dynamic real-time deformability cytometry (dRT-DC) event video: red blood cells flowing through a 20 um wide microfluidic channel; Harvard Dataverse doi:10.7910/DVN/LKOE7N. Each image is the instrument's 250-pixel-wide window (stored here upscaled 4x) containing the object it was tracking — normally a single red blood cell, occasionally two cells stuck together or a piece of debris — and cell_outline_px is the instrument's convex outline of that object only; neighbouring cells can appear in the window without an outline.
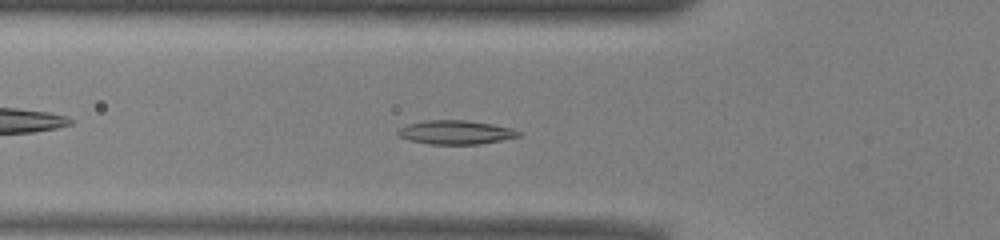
{"species": "common noctule bat (a hibernating species)", "species_latin": "Nyctalus noctula", "temperature_condition": "warm", "stored_images_in_passage": 47, "camera_frame_rate_fps": 3000, "um_per_image_px": 0.085, "animal": {"sex": "male", "body_mass_g": 13.0, "forearm_length_mm": 53.1}, "frame": {"image": 1, "passage_image": 13, "time_ms": 4.0, "image_size_px": [1000, 240], "cell_outline_px": [[520, 136], [480, 144], [432, 144], [408, 140], [400, 136], [396, 132], [400, 128], [408, 124], [424, 120], [468, 120], [492, 124], [512, 128], [520, 132]], "centroid_in_image_um": [38.72, 11.24], "position_along_channel_um": 87.1, "area_um2": 16.7}}
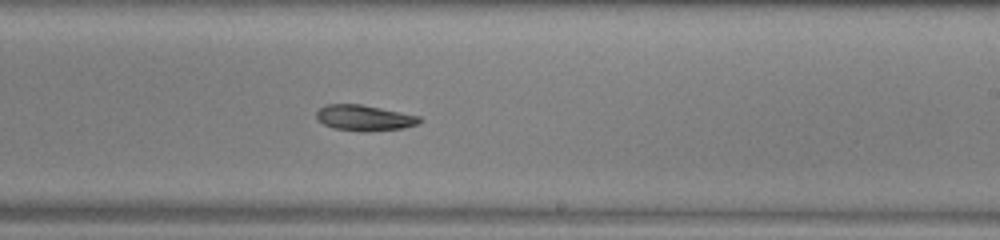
{"frame": {"image": 2, "passage_image": 26, "time_ms": 8.333, "image_size_px": [1000, 240], "cell_outline_px": [[424, 120], [420, 124], [404, 128], [368, 132], [364, 132], [332, 128], [324, 124], [316, 116], [316, 112], [324, 104], [360, 104], [420, 116]], "centroid_in_image_um": [31.01, 10.03], "position_along_channel_um": 258.0, "area_um2": 15.61}}
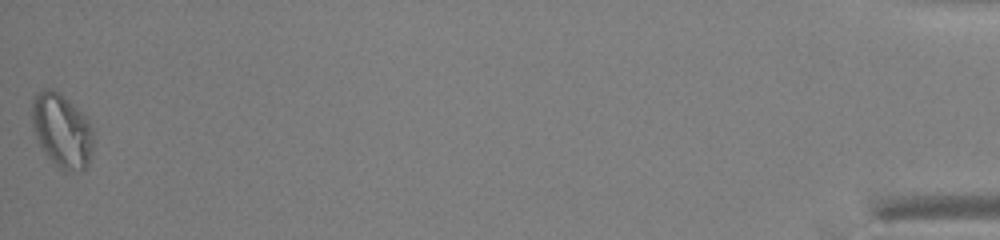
{"frame": {"image": 3, "passage_image": 47, "time_ms": 15.333, "image_size_px": [1000, 240], "cell_outline_px": [[92, 148], [88, 164], [80, 172], [60, 172], [44, 152], [32, 128], [32, 96], [44, 88], [52, 88], [60, 92], [88, 120], [92, 128]], "centroid_in_image_um": [5.23, 11.12], "position_along_channel_um": 430.0, "area_um2": 26.65}, "authors_computed_cell_mechanics": {"area_um2": 16.8776, "velocity_mm_per_s": 3.948, "shape_relaxation_time_tau1_ms": 9.8192, "shape_relaxation_time_tau2_ms": null, "deformation_change_tau1": 0.164, "deformation_change_tau2": null}}